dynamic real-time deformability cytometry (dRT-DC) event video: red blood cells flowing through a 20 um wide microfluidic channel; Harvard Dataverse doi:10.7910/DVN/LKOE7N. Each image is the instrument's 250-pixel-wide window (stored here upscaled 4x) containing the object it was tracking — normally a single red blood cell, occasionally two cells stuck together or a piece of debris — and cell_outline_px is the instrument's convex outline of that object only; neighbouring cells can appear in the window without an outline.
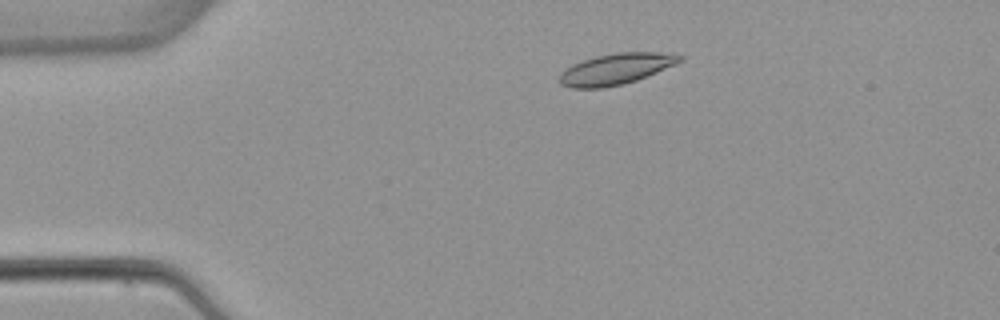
{"species": "common noctule bat (a hibernating species)", "species_latin": "Nyctalus noctula", "temperature_condition": "warm", "stored_images_in_passage": 3, "camera_frame_rate_fps": 3000, "um_per_image_px": 0.085, "animal": {"sex": "female", "body_mass_g": 22.7, "forearm_length_mm": 54.2}, "frame": {"image": 1, "passage_image": 2, "time_ms": 1.0, "image_size_px": [1000, 320], "cell_outline_px": [[684, 60], [676, 64], [636, 80], [624, 84], [604, 88], [572, 88], [560, 84], [560, 72], [572, 64], [596, 56], [616, 52], [672, 52], [684, 56]], "centroid_in_image_um": [52.39, 5.85], "position_along_channel_um": 32.6, "area_um2": 21.91}}